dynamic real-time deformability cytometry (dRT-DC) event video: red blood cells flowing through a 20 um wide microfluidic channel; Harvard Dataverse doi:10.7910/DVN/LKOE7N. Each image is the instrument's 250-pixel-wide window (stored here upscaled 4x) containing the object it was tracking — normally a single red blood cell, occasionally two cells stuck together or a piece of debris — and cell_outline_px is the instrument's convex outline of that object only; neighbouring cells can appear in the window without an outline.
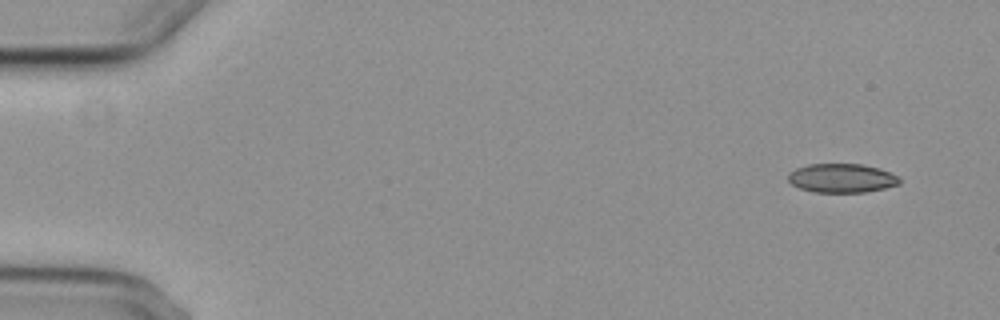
{"species": "common noctule bat (a hibernating species)", "species_latin": "Nyctalus noctula", "temperature_condition": "cold", "stored_images_in_passage": 6, "camera_frame_rate_fps": 3000, "um_per_image_px": 0.085, "animal": {"sex": "female", "body_mass_g": 29.2, "forearm_length_mm": 56.3}, "frame": {"image": 1, "passage_image": 1, "time_ms": 0.0, "image_size_px": [1000, 320], "cell_outline_px": [[900, 184], [884, 188], [864, 192], [812, 192], [800, 188], [792, 184], [788, 180], [788, 172], [796, 168], [808, 164], [860, 164], [880, 168], [900, 176]], "centroid_in_image_um": [71.55, 15.13], "position_along_channel_um": 13.4, "area_um2": 18.9}}